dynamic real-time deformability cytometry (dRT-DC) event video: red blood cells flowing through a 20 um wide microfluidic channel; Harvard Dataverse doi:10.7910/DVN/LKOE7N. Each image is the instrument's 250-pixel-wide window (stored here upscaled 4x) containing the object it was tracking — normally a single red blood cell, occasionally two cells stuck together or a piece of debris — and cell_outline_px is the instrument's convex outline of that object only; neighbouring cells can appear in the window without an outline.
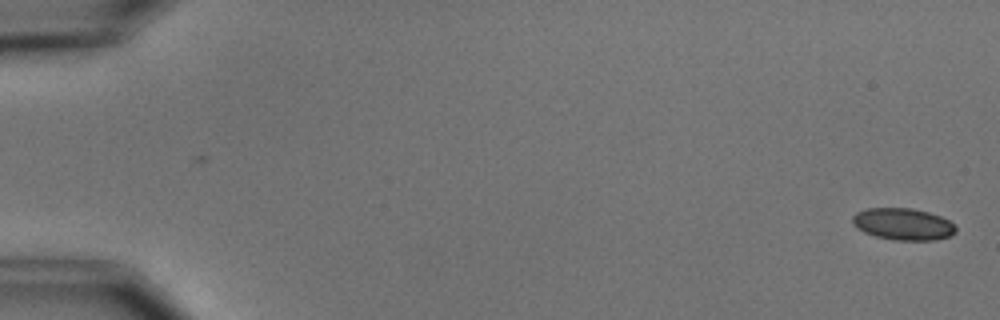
{"species": "common noctule bat (a hibernating species)", "species_latin": "Nyctalus noctula", "temperature_condition": "cold", "stored_images_in_passage": 5, "segment_of_instrument_passage": [2, 2], "camera_frame_rate_fps": 3000, "um_per_image_px": 0.085, "animal": {"sex": "male", "body_mass_g": 15.6}, "frame": {"image": 1, "passage_image": 5, "time_ms": 5.0, "image_size_px": [1000, 320], "cell_outline_px": [[956, 232], [948, 236], [936, 240], [892, 240], [876, 236], [864, 232], [856, 228], [852, 224], [852, 216], [856, 212], [868, 208], [912, 208], [928, 212], [940, 216], [948, 220], [956, 228]], "centroid_in_image_um": [76.72, 19.05], "position_along_channel_um": 8.3, "area_um2": 19.19}}